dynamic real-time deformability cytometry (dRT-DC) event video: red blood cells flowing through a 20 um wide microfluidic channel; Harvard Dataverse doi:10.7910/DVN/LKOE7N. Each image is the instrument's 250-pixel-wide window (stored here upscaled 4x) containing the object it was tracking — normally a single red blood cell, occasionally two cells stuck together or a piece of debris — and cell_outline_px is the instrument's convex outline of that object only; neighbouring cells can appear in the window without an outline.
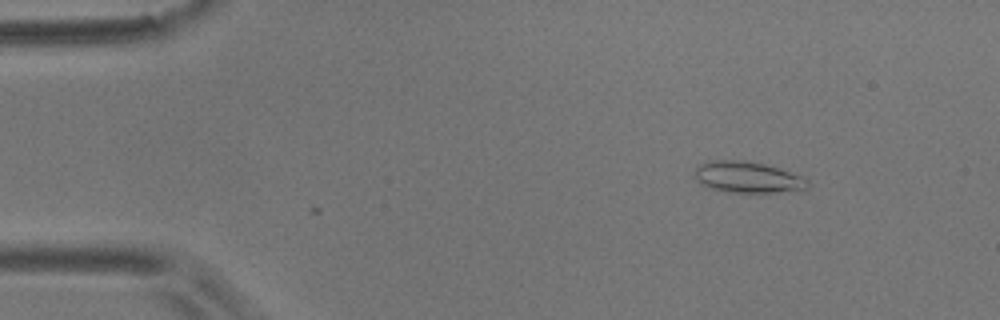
{"species": "common noctule bat (a hibernating species)", "species_latin": "Nyctalus noctula", "temperature_condition": "room temperature", "stored_images_in_passage": 20, "camera_frame_rate_fps": 3000, "um_per_image_px": 0.085, "animal": {"sex": "male", "body_mass_g": 17.9}, "frame": {"image": 1, "passage_image": 1, "time_ms": 0.0, "image_size_px": [1000, 320], "cell_outline_px": [[808, 188], [776, 192], [724, 192], [700, 184], [696, 180], [696, 164], [708, 160], [744, 160], [764, 164], [800, 176], [808, 180]], "centroid_in_image_um": [63.46, 15.05], "position_along_channel_um": 21.5, "area_um2": 20.35}}
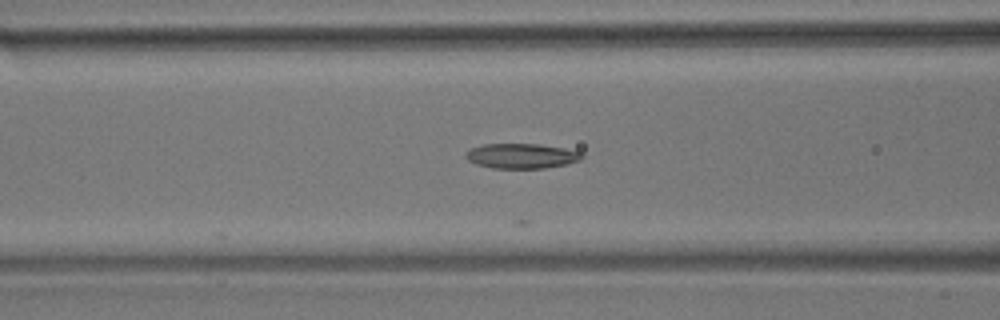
{"frame": {"image": 2, "passage_image": 16, "time_ms": 5.0, "image_size_px": [1000, 320], "cell_outline_px": [[584, 156], [580, 160], [568, 164], [544, 168], [492, 168], [476, 164], [468, 160], [464, 156], [472, 148], [484, 144], [540, 144], [564, 148], [580, 152]], "centroid_in_image_um": [44.35, 13.26], "position_along_channel_um": 122.3, "area_um2": 16.82}}
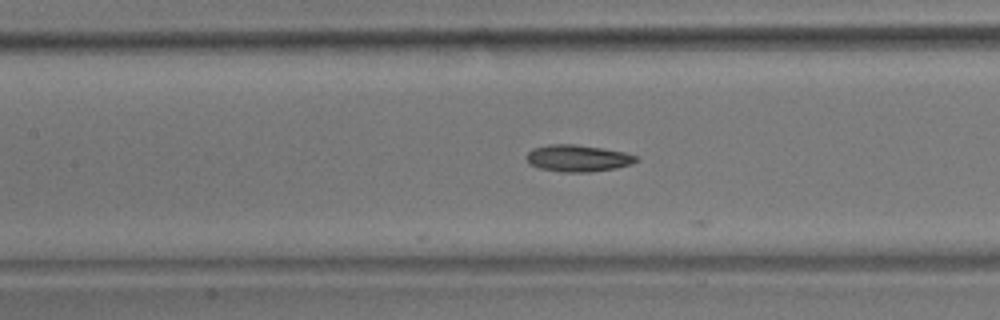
{"frame": {"image": 3, "passage_image": 19, "time_ms": 6.0, "image_size_px": [1000, 320], "cell_outline_px": [[640, 160], [632, 164], [616, 168], [588, 172], [560, 172], [540, 168], [528, 164], [524, 156], [532, 148], [548, 144], [572, 144], [600, 148], [624, 152], [640, 156]], "centroid_in_image_um": [49.1, 13.45], "position_along_channel_um": 158.3, "area_um2": 17.34}}